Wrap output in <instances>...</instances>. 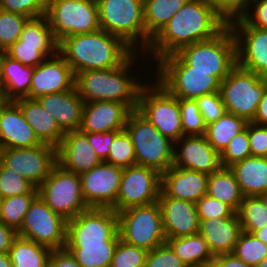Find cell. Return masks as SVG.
Wrapping results in <instances>:
<instances>
[{"instance_id":"obj_1","label":"cell","mask_w":267,"mask_h":267,"mask_svg":"<svg viewBox=\"0 0 267 267\" xmlns=\"http://www.w3.org/2000/svg\"><path fill=\"white\" fill-rule=\"evenodd\" d=\"M227 25L228 21L206 0H188L144 52L151 53L157 61L183 46L215 37Z\"/></svg>"},{"instance_id":"obj_2","label":"cell","mask_w":267,"mask_h":267,"mask_svg":"<svg viewBox=\"0 0 267 267\" xmlns=\"http://www.w3.org/2000/svg\"><path fill=\"white\" fill-rule=\"evenodd\" d=\"M157 62L156 70L208 71L222 82L237 65L235 37L227 25L215 37L183 46Z\"/></svg>"},{"instance_id":"obj_3","label":"cell","mask_w":267,"mask_h":267,"mask_svg":"<svg viewBox=\"0 0 267 267\" xmlns=\"http://www.w3.org/2000/svg\"><path fill=\"white\" fill-rule=\"evenodd\" d=\"M58 52L76 76L87 70L121 66L135 51L120 37L100 29L64 37L59 42Z\"/></svg>"},{"instance_id":"obj_4","label":"cell","mask_w":267,"mask_h":267,"mask_svg":"<svg viewBox=\"0 0 267 267\" xmlns=\"http://www.w3.org/2000/svg\"><path fill=\"white\" fill-rule=\"evenodd\" d=\"M136 53V54H135ZM139 54L134 52L121 66L102 70H87L76 75L75 87L85 103L113 101L138 107L139 94L145 83L131 76L129 70ZM137 58V59H136Z\"/></svg>"},{"instance_id":"obj_5","label":"cell","mask_w":267,"mask_h":267,"mask_svg":"<svg viewBox=\"0 0 267 267\" xmlns=\"http://www.w3.org/2000/svg\"><path fill=\"white\" fill-rule=\"evenodd\" d=\"M96 1L102 30L120 37L135 52L140 46L141 50L149 48L152 38L145 29L144 0Z\"/></svg>"},{"instance_id":"obj_6","label":"cell","mask_w":267,"mask_h":267,"mask_svg":"<svg viewBox=\"0 0 267 267\" xmlns=\"http://www.w3.org/2000/svg\"><path fill=\"white\" fill-rule=\"evenodd\" d=\"M125 131L135 149L136 165L164 173L173 164L174 142L163 136L137 109L126 120Z\"/></svg>"},{"instance_id":"obj_7","label":"cell","mask_w":267,"mask_h":267,"mask_svg":"<svg viewBox=\"0 0 267 267\" xmlns=\"http://www.w3.org/2000/svg\"><path fill=\"white\" fill-rule=\"evenodd\" d=\"M118 214V232L124 242L147 251L166 243L162 211L157 202L132 206Z\"/></svg>"},{"instance_id":"obj_8","label":"cell","mask_w":267,"mask_h":267,"mask_svg":"<svg viewBox=\"0 0 267 267\" xmlns=\"http://www.w3.org/2000/svg\"><path fill=\"white\" fill-rule=\"evenodd\" d=\"M45 16L58 43L67 36L101 29L96 0H48Z\"/></svg>"},{"instance_id":"obj_9","label":"cell","mask_w":267,"mask_h":267,"mask_svg":"<svg viewBox=\"0 0 267 267\" xmlns=\"http://www.w3.org/2000/svg\"><path fill=\"white\" fill-rule=\"evenodd\" d=\"M37 188L38 195L47 206L66 220L89 208L82 194L80 175L65 170L59 164Z\"/></svg>"},{"instance_id":"obj_10","label":"cell","mask_w":267,"mask_h":267,"mask_svg":"<svg viewBox=\"0 0 267 267\" xmlns=\"http://www.w3.org/2000/svg\"><path fill=\"white\" fill-rule=\"evenodd\" d=\"M153 84L141 88L137 110L163 136L175 143L184 136L178 98L157 82Z\"/></svg>"},{"instance_id":"obj_11","label":"cell","mask_w":267,"mask_h":267,"mask_svg":"<svg viewBox=\"0 0 267 267\" xmlns=\"http://www.w3.org/2000/svg\"><path fill=\"white\" fill-rule=\"evenodd\" d=\"M219 92L226 112L252 122L265 89L260 75L236 65L221 82Z\"/></svg>"},{"instance_id":"obj_12","label":"cell","mask_w":267,"mask_h":267,"mask_svg":"<svg viewBox=\"0 0 267 267\" xmlns=\"http://www.w3.org/2000/svg\"><path fill=\"white\" fill-rule=\"evenodd\" d=\"M118 214L112 208L89 207L67 220L66 245L118 243Z\"/></svg>"},{"instance_id":"obj_13","label":"cell","mask_w":267,"mask_h":267,"mask_svg":"<svg viewBox=\"0 0 267 267\" xmlns=\"http://www.w3.org/2000/svg\"><path fill=\"white\" fill-rule=\"evenodd\" d=\"M66 232L67 220L48 207L38 195L25 214L17 236L57 250L65 248Z\"/></svg>"},{"instance_id":"obj_14","label":"cell","mask_w":267,"mask_h":267,"mask_svg":"<svg viewBox=\"0 0 267 267\" xmlns=\"http://www.w3.org/2000/svg\"><path fill=\"white\" fill-rule=\"evenodd\" d=\"M58 45L44 15L28 19L19 39L4 53L23 65L37 67L58 52Z\"/></svg>"},{"instance_id":"obj_15","label":"cell","mask_w":267,"mask_h":267,"mask_svg":"<svg viewBox=\"0 0 267 267\" xmlns=\"http://www.w3.org/2000/svg\"><path fill=\"white\" fill-rule=\"evenodd\" d=\"M161 192V174L156 170L133 165L124 168L116 204L117 213L132 206L148 205L158 201Z\"/></svg>"},{"instance_id":"obj_16","label":"cell","mask_w":267,"mask_h":267,"mask_svg":"<svg viewBox=\"0 0 267 267\" xmlns=\"http://www.w3.org/2000/svg\"><path fill=\"white\" fill-rule=\"evenodd\" d=\"M1 162L38 187L57 164V148L42 143L35 147L1 149Z\"/></svg>"},{"instance_id":"obj_17","label":"cell","mask_w":267,"mask_h":267,"mask_svg":"<svg viewBox=\"0 0 267 267\" xmlns=\"http://www.w3.org/2000/svg\"><path fill=\"white\" fill-rule=\"evenodd\" d=\"M236 41L237 65L261 75L267 71V30L250 26L241 16L228 22Z\"/></svg>"},{"instance_id":"obj_18","label":"cell","mask_w":267,"mask_h":267,"mask_svg":"<svg viewBox=\"0 0 267 267\" xmlns=\"http://www.w3.org/2000/svg\"><path fill=\"white\" fill-rule=\"evenodd\" d=\"M123 169L101 161L80 175L82 194L88 207L112 208L120 188Z\"/></svg>"},{"instance_id":"obj_19","label":"cell","mask_w":267,"mask_h":267,"mask_svg":"<svg viewBox=\"0 0 267 267\" xmlns=\"http://www.w3.org/2000/svg\"><path fill=\"white\" fill-rule=\"evenodd\" d=\"M156 82L178 99H196L219 91L221 81L208 71L157 70Z\"/></svg>"},{"instance_id":"obj_20","label":"cell","mask_w":267,"mask_h":267,"mask_svg":"<svg viewBox=\"0 0 267 267\" xmlns=\"http://www.w3.org/2000/svg\"><path fill=\"white\" fill-rule=\"evenodd\" d=\"M76 76L57 52L49 59H45L40 65L34 67L29 94V99H37L46 94L70 91L75 88Z\"/></svg>"},{"instance_id":"obj_21","label":"cell","mask_w":267,"mask_h":267,"mask_svg":"<svg viewBox=\"0 0 267 267\" xmlns=\"http://www.w3.org/2000/svg\"><path fill=\"white\" fill-rule=\"evenodd\" d=\"M174 147L172 166L208 175L222 167L220 154L208 142L205 135H184L174 143Z\"/></svg>"},{"instance_id":"obj_22","label":"cell","mask_w":267,"mask_h":267,"mask_svg":"<svg viewBox=\"0 0 267 267\" xmlns=\"http://www.w3.org/2000/svg\"><path fill=\"white\" fill-rule=\"evenodd\" d=\"M42 144L14 100H0V147L23 148Z\"/></svg>"},{"instance_id":"obj_23","label":"cell","mask_w":267,"mask_h":267,"mask_svg":"<svg viewBox=\"0 0 267 267\" xmlns=\"http://www.w3.org/2000/svg\"><path fill=\"white\" fill-rule=\"evenodd\" d=\"M209 175L191 169L171 166L161 174L159 197H171L196 203L207 195Z\"/></svg>"},{"instance_id":"obj_24","label":"cell","mask_w":267,"mask_h":267,"mask_svg":"<svg viewBox=\"0 0 267 267\" xmlns=\"http://www.w3.org/2000/svg\"><path fill=\"white\" fill-rule=\"evenodd\" d=\"M101 162L88 137L80 130L66 132L57 147V164L81 175Z\"/></svg>"},{"instance_id":"obj_25","label":"cell","mask_w":267,"mask_h":267,"mask_svg":"<svg viewBox=\"0 0 267 267\" xmlns=\"http://www.w3.org/2000/svg\"><path fill=\"white\" fill-rule=\"evenodd\" d=\"M163 230L166 238H179L199 233L200 219L193 202L159 197Z\"/></svg>"},{"instance_id":"obj_26","label":"cell","mask_w":267,"mask_h":267,"mask_svg":"<svg viewBox=\"0 0 267 267\" xmlns=\"http://www.w3.org/2000/svg\"><path fill=\"white\" fill-rule=\"evenodd\" d=\"M132 110L123 103L93 101L84 104L80 131L83 133L123 130Z\"/></svg>"},{"instance_id":"obj_27","label":"cell","mask_w":267,"mask_h":267,"mask_svg":"<svg viewBox=\"0 0 267 267\" xmlns=\"http://www.w3.org/2000/svg\"><path fill=\"white\" fill-rule=\"evenodd\" d=\"M64 132L79 130L85 102L75 87L70 91L46 94L36 99Z\"/></svg>"},{"instance_id":"obj_28","label":"cell","mask_w":267,"mask_h":267,"mask_svg":"<svg viewBox=\"0 0 267 267\" xmlns=\"http://www.w3.org/2000/svg\"><path fill=\"white\" fill-rule=\"evenodd\" d=\"M242 229L238 214L229 218L200 220L199 234L204 237L213 256L232 253Z\"/></svg>"},{"instance_id":"obj_29","label":"cell","mask_w":267,"mask_h":267,"mask_svg":"<svg viewBox=\"0 0 267 267\" xmlns=\"http://www.w3.org/2000/svg\"><path fill=\"white\" fill-rule=\"evenodd\" d=\"M14 101L19 105L38 140L57 148L65 133L59 128L54 117L44 110L36 99L22 97Z\"/></svg>"},{"instance_id":"obj_30","label":"cell","mask_w":267,"mask_h":267,"mask_svg":"<svg viewBox=\"0 0 267 267\" xmlns=\"http://www.w3.org/2000/svg\"><path fill=\"white\" fill-rule=\"evenodd\" d=\"M229 168L243 196H259L267 192V157L250 156Z\"/></svg>"},{"instance_id":"obj_31","label":"cell","mask_w":267,"mask_h":267,"mask_svg":"<svg viewBox=\"0 0 267 267\" xmlns=\"http://www.w3.org/2000/svg\"><path fill=\"white\" fill-rule=\"evenodd\" d=\"M3 80L2 100H16L29 94L34 67L21 64L0 52Z\"/></svg>"},{"instance_id":"obj_32","label":"cell","mask_w":267,"mask_h":267,"mask_svg":"<svg viewBox=\"0 0 267 267\" xmlns=\"http://www.w3.org/2000/svg\"><path fill=\"white\" fill-rule=\"evenodd\" d=\"M207 195L230 206L236 213L244 197L229 167H221L209 175Z\"/></svg>"},{"instance_id":"obj_33","label":"cell","mask_w":267,"mask_h":267,"mask_svg":"<svg viewBox=\"0 0 267 267\" xmlns=\"http://www.w3.org/2000/svg\"><path fill=\"white\" fill-rule=\"evenodd\" d=\"M166 239V243L187 267L213 264L214 256L204 237L199 233L192 236Z\"/></svg>"},{"instance_id":"obj_34","label":"cell","mask_w":267,"mask_h":267,"mask_svg":"<svg viewBox=\"0 0 267 267\" xmlns=\"http://www.w3.org/2000/svg\"><path fill=\"white\" fill-rule=\"evenodd\" d=\"M51 252L46 246L17 236L8 255L13 267H46Z\"/></svg>"},{"instance_id":"obj_35","label":"cell","mask_w":267,"mask_h":267,"mask_svg":"<svg viewBox=\"0 0 267 267\" xmlns=\"http://www.w3.org/2000/svg\"><path fill=\"white\" fill-rule=\"evenodd\" d=\"M247 124L245 119L226 112L217 121L206 126L205 137L213 148L221 154L230 140L243 131Z\"/></svg>"},{"instance_id":"obj_36","label":"cell","mask_w":267,"mask_h":267,"mask_svg":"<svg viewBox=\"0 0 267 267\" xmlns=\"http://www.w3.org/2000/svg\"><path fill=\"white\" fill-rule=\"evenodd\" d=\"M188 0H144L146 33L153 38Z\"/></svg>"},{"instance_id":"obj_37","label":"cell","mask_w":267,"mask_h":267,"mask_svg":"<svg viewBox=\"0 0 267 267\" xmlns=\"http://www.w3.org/2000/svg\"><path fill=\"white\" fill-rule=\"evenodd\" d=\"M117 243L65 245L81 267H110Z\"/></svg>"},{"instance_id":"obj_38","label":"cell","mask_w":267,"mask_h":267,"mask_svg":"<svg viewBox=\"0 0 267 267\" xmlns=\"http://www.w3.org/2000/svg\"><path fill=\"white\" fill-rule=\"evenodd\" d=\"M37 196L38 194H23L0 199V221L17 232Z\"/></svg>"},{"instance_id":"obj_39","label":"cell","mask_w":267,"mask_h":267,"mask_svg":"<svg viewBox=\"0 0 267 267\" xmlns=\"http://www.w3.org/2000/svg\"><path fill=\"white\" fill-rule=\"evenodd\" d=\"M237 214L244 232L253 233L267 225V208L258 196H244Z\"/></svg>"},{"instance_id":"obj_40","label":"cell","mask_w":267,"mask_h":267,"mask_svg":"<svg viewBox=\"0 0 267 267\" xmlns=\"http://www.w3.org/2000/svg\"><path fill=\"white\" fill-rule=\"evenodd\" d=\"M232 253L249 266L255 267L267 257V245L252 233L242 231Z\"/></svg>"},{"instance_id":"obj_41","label":"cell","mask_w":267,"mask_h":267,"mask_svg":"<svg viewBox=\"0 0 267 267\" xmlns=\"http://www.w3.org/2000/svg\"><path fill=\"white\" fill-rule=\"evenodd\" d=\"M23 194H38V188L0 161V199Z\"/></svg>"},{"instance_id":"obj_42","label":"cell","mask_w":267,"mask_h":267,"mask_svg":"<svg viewBox=\"0 0 267 267\" xmlns=\"http://www.w3.org/2000/svg\"><path fill=\"white\" fill-rule=\"evenodd\" d=\"M105 162L122 169L136 165L135 149L125 129L115 135Z\"/></svg>"},{"instance_id":"obj_43","label":"cell","mask_w":267,"mask_h":267,"mask_svg":"<svg viewBox=\"0 0 267 267\" xmlns=\"http://www.w3.org/2000/svg\"><path fill=\"white\" fill-rule=\"evenodd\" d=\"M28 17L0 9V52H5L20 37Z\"/></svg>"},{"instance_id":"obj_44","label":"cell","mask_w":267,"mask_h":267,"mask_svg":"<svg viewBox=\"0 0 267 267\" xmlns=\"http://www.w3.org/2000/svg\"><path fill=\"white\" fill-rule=\"evenodd\" d=\"M184 135H205L206 125L195 99H178Z\"/></svg>"},{"instance_id":"obj_45","label":"cell","mask_w":267,"mask_h":267,"mask_svg":"<svg viewBox=\"0 0 267 267\" xmlns=\"http://www.w3.org/2000/svg\"><path fill=\"white\" fill-rule=\"evenodd\" d=\"M148 251L119 239L110 267H144Z\"/></svg>"},{"instance_id":"obj_46","label":"cell","mask_w":267,"mask_h":267,"mask_svg":"<svg viewBox=\"0 0 267 267\" xmlns=\"http://www.w3.org/2000/svg\"><path fill=\"white\" fill-rule=\"evenodd\" d=\"M251 156L248 137V124L239 134L234 136L220 154L222 167H230L234 163Z\"/></svg>"},{"instance_id":"obj_47","label":"cell","mask_w":267,"mask_h":267,"mask_svg":"<svg viewBox=\"0 0 267 267\" xmlns=\"http://www.w3.org/2000/svg\"><path fill=\"white\" fill-rule=\"evenodd\" d=\"M48 0H0V9L37 18L46 14Z\"/></svg>"},{"instance_id":"obj_48","label":"cell","mask_w":267,"mask_h":267,"mask_svg":"<svg viewBox=\"0 0 267 267\" xmlns=\"http://www.w3.org/2000/svg\"><path fill=\"white\" fill-rule=\"evenodd\" d=\"M195 100L206 126L217 121L226 113V108L219 91L202 95Z\"/></svg>"},{"instance_id":"obj_49","label":"cell","mask_w":267,"mask_h":267,"mask_svg":"<svg viewBox=\"0 0 267 267\" xmlns=\"http://www.w3.org/2000/svg\"><path fill=\"white\" fill-rule=\"evenodd\" d=\"M195 205L200 220L229 218L236 213L230 206L208 195L202 196Z\"/></svg>"},{"instance_id":"obj_50","label":"cell","mask_w":267,"mask_h":267,"mask_svg":"<svg viewBox=\"0 0 267 267\" xmlns=\"http://www.w3.org/2000/svg\"><path fill=\"white\" fill-rule=\"evenodd\" d=\"M144 267H187L167 244L148 251Z\"/></svg>"},{"instance_id":"obj_51","label":"cell","mask_w":267,"mask_h":267,"mask_svg":"<svg viewBox=\"0 0 267 267\" xmlns=\"http://www.w3.org/2000/svg\"><path fill=\"white\" fill-rule=\"evenodd\" d=\"M251 156L267 157V126L248 122Z\"/></svg>"},{"instance_id":"obj_52","label":"cell","mask_w":267,"mask_h":267,"mask_svg":"<svg viewBox=\"0 0 267 267\" xmlns=\"http://www.w3.org/2000/svg\"><path fill=\"white\" fill-rule=\"evenodd\" d=\"M121 130L108 131V132H96V133H85L88 137V140L96 155L105 161L108 158L110 151V145L115 137V135Z\"/></svg>"},{"instance_id":"obj_53","label":"cell","mask_w":267,"mask_h":267,"mask_svg":"<svg viewBox=\"0 0 267 267\" xmlns=\"http://www.w3.org/2000/svg\"><path fill=\"white\" fill-rule=\"evenodd\" d=\"M210 3L228 22L240 17L245 12V0H206Z\"/></svg>"},{"instance_id":"obj_54","label":"cell","mask_w":267,"mask_h":267,"mask_svg":"<svg viewBox=\"0 0 267 267\" xmlns=\"http://www.w3.org/2000/svg\"><path fill=\"white\" fill-rule=\"evenodd\" d=\"M252 4L255 5L253 13L247 9L241 17L250 26L267 30V0H256Z\"/></svg>"},{"instance_id":"obj_55","label":"cell","mask_w":267,"mask_h":267,"mask_svg":"<svg viewBox=\"0 0 267 267\" xmlns=\"http://www.w3.org/2000/svg\"><path fill=\"white\" fill-rule=\"evenodd\" d=\"M46 267H81L66 248L52 250Z\"/></svg>"},{"instance_id":"obj_56","label":"cell","mask_w":267,"mask_h":267,"mask_svg":"<svg viewBox=\"0 0 267 267\" xmlns=\"http://www.w3.org/2000/svg\"><path fill=\"white\" fill-rule=\"evenodd\" d=\"M17 232L0 221V253H8Z\"/></svg>"},{"instance_id":"obj_57","label":"cell","mask_w":267,"mask_h":267,"mask_svg":"<svg viewBox=\"0 0 267 267\" xmlns=\"http://www.w3.org/2000/svg\"><path fill=\"white\" fill-rule=\"evenodd\" d=\"M214 267H251L233 253L214 256Z\"/></svg>"},{"instance_id":"obj_58","label":"cell","mask_w":267,"mask_h":267,"mask_svg":"<svg viewBox=\"0 0 267 267\" xmlns=\"http://www.w3.org/2000/svg\"><path fill=\"white\" fill-rule=\"evenodd\" d=\"M252 123L267 126V92L265 91L259 102L256 115Z\"/></svg>"},{"instance_id":"obj_59","label":"cell","mask_w":267,"mask_h":267,"mask_svg":"<svg viewBox=\"0 0 267 267\" xmlns=\"http://www.w3.org/2000/svg\"><path fill=\"white\" fill-rule=\"evenodd\" d=\"M252 234L267 245V225L260 230L254 231Z\"/></svg>"},{"instance_id":"obj_60","label":"cell","mask_w":267,"mask_h":267,"mask_svg":"<svg viewBox=\"0 0 267 267\" xmlns=\"http://www.w3.org/2000/svg\"><path fill=\"white\" fill-rule=\"evenodd\" d=\"M0 267H13L8 253H0Z\"/></svg>"},{"instance_id":"obj_61","label":"cell","mask_w":267,"mask_h":267,"mask_svg":"<svg viewBox=\"0 0 267 267\" xmlns=\"http://www.w3.org/2000/svg\"><path fill=\"white\" fill-rule=\"evenodd\" d=\"M260 79L264 86L265 91L267 92V71L260 75Z\"/></svg>"},{"instance_id":"obj_62","label":"cell","mask_w":267,"mask_h":267,"mask_svg":"<svg viewBox=\"0 0 267 267\" xmlns=\"http://www.w3.org/2000/svg\"><path fill=\"white\" fill-rule=\"evenodd\" d=\"M2 96H3V80H2L1 63H0V100H2Z\"/></svg>"},{"instance_id":"obj_63","label":"cell","mask_w":267,"mask_h":267,"mask_svg":"<svg viewBox=\"0 0 267 267\" xmlns=\"http://www.w3.org/2000/svg\"><path fill=\"white\" fill-rule=\"evenodd\" d=\"M258 197L261 199V201L263 202V204H264V205L266 206V208H267V192H265V193L259 195Z\"/></svg>"},{"instance_id":"obj_64","label":"cell","mask_w":267,"mask_h":267,"mask_svg":"<svg viewBox=\"0 0 267 267\" xmlns=\"http://www.w3.org/2000/svg\"><path fill=\"white\" fill-rule=\"evenodd\" d=\"M255 267H267V257H265L257 266Z\"/></svg>"},{"instance_id":"obj_65","label":"cell","mask_w":267,"mask_h":267,"mask_svg":"<svg viewBox=\"0 0 267 267\" xmlns=\"http://www.w3.org/2000/svg\"><path fill=\"white\" fill-rule=\"evenodd\" d=\"M254 1H256V0H245V11L247 10V9H250V7H251V3L252 2H254ZM250 6V7H249ZM249 7V8H248Z\"/></svg>"},{"instance_id":"obj_66","label":"cell","mask_w":267,"mask_h":267,"mask_svg":"<svg viewBox=\"0 0 267 267\" xmlns=\"http://www.w3.org/2000/svg\"><path fill=\"white\" fill-rule=\"evenodd\" d=\"M189 267H214L213 264H205V265H200V266H189Z\"/></svg>"}]
</instances>
